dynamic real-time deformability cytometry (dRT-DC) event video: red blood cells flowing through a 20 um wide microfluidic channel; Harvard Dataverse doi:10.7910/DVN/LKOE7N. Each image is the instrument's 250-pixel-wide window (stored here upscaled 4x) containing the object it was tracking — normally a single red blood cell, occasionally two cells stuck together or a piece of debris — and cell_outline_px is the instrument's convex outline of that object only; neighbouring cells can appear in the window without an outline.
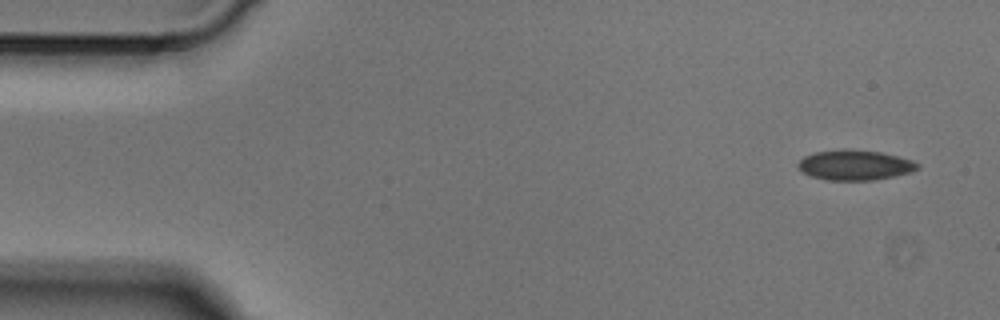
{"species": "Egyptian fruit bat (a non-hibernating species)", "species_latin": "Rousettus aegyptiacus", "temperature_condition": "cold", "stored_images_in_passage": 4, "camera_frame_rate_fps": 3000, "um_per_image_px": 0.085, "animal": {"sex": "male"}, "frame": {"image": 1, "passage_image": 1, "time_ms": 0.0, "image_size_px": [1000, 320], "cell_outline_px": [[920, 168], [912, 172], [872, 180], [824, 180], [800, 172], [796, 164], [804, 156], [816, 152], [840, 148], [844, 148], [880, 152], [912, 160], [920, 164]], "centroid_in_image_um": [72.63, 14.02], "position_along_channel_um": 12.4, "area_um2": 21.15}}
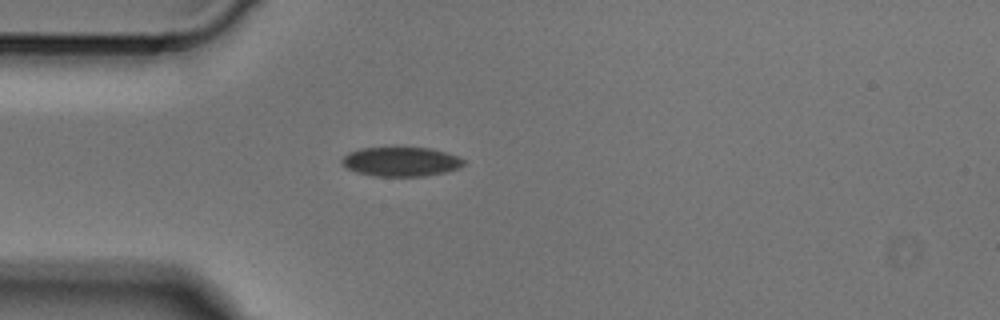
{"frame": {"image": 2, "passage_image": 4, "time_ms": 1.0, "image_size_px": [1000, 320], "cell_outline_px": [[464, 164], [460, 168], [448, 172], [424, 176], [376, 176], [356, 172], [344, 168], [340, 160], [348, 152], [360, 148], [432, 148], [460, 156], [464, 160]], "centroid_in_image_um": [34.09, 13.74], "position_along_channel_um": 50.9, "area_um2": 21.04}}